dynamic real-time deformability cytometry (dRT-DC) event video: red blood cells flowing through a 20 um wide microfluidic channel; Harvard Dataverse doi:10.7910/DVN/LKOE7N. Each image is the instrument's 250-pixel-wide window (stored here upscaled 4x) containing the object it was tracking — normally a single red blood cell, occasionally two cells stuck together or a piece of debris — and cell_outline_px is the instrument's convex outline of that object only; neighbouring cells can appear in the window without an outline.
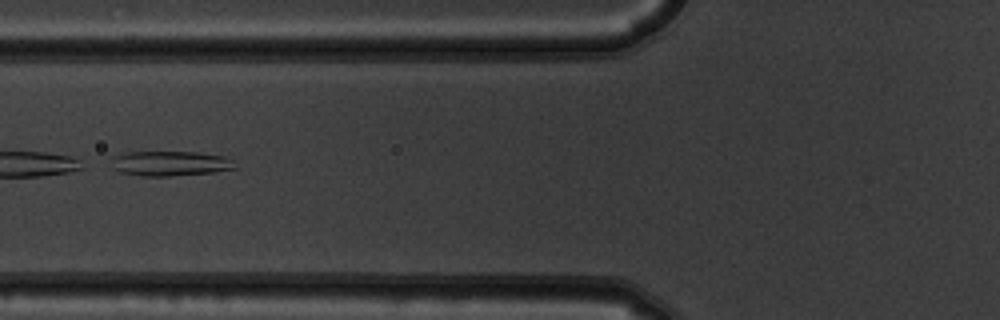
{"species": "common noctule bat (a hibernating species)", "species_latin": "Nyctalus noctula", "temperature_condition": "warm", "stored_images_in_passage": 6, "camera_frame_rate_fps": 3000, "um_per_image_px": 0.085, "animal": {"sex": "male", "body_mass_g": 19.5, "forearm_length_mm": 54.6}, "frame": {"image": 1, "passage_image": 3, "time_ms": 0.667, "image_size_px": [1000, 320], "cell_outline_px": [[236, 168], [212, 172], [168, 176], [140, 176], [120, 172], [112, 168], [112, 156], [124, 152], [196, 152], [224, 156], [232, 160]], "centroid_in_image_um": [14.41, 13.89], "position_along_channel_um": 111.4, "area_um2": 17.92}}
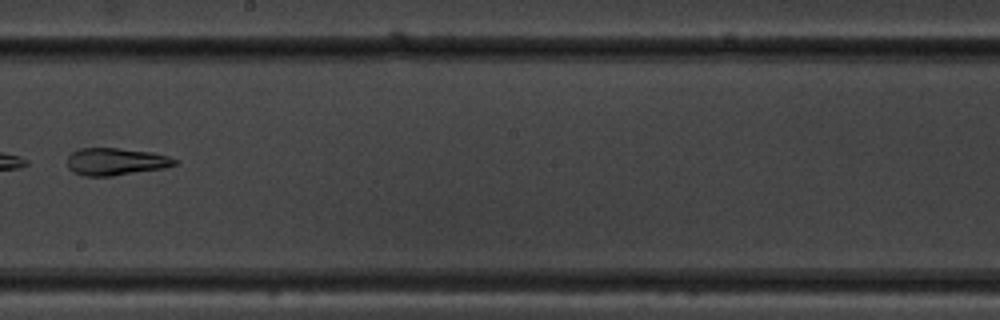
{"frame": {"image": 2, "passage_image": 6, "time_ms": 1.667, "image_size_px": [1000, 320], "cell_outline_px": [[180, 160], [176, 164], [164, 168], [112, 176], [84, 176], [72, 172], [68, 168], [68, 156], [72, 152], [80, 148], [120, 148], [152, 152], [168, 156]], "centroid_in_image_um": [9.85, 13.73], "position_along_channel_um": 238.4, "area_um2": 17.22}}